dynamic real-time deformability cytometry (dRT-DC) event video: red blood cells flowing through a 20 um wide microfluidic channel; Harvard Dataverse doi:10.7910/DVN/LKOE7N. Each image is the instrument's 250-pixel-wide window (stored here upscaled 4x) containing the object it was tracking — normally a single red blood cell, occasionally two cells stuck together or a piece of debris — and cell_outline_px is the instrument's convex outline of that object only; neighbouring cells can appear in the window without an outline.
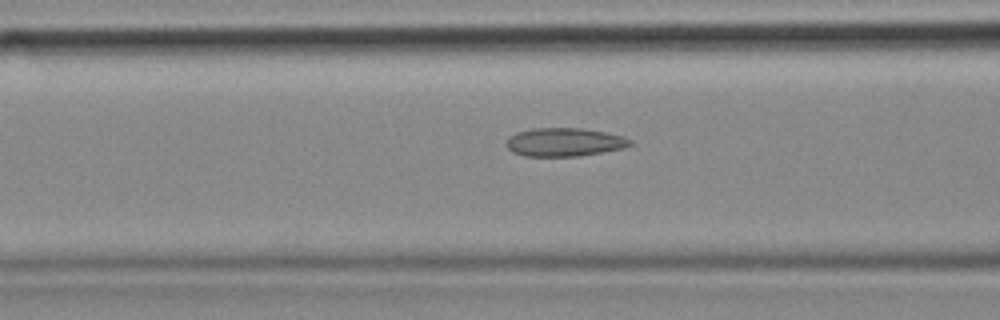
{"species": "common noctule bat (a hibernating species)", "species_latin": "Nyctalus noctula", "temperature_condition": "cold", "stored_images_in_passage": 15, "camera_frame_rate_fps": 3000, "um_per_image_px": 0.085, "animal": {"sex": "female", "body_mass_g": 18.4}, "frame": {"image": 1, "passage_image": 13, "time_ms": 4.0, "image_size_px": [1000, 320], "cell_outline_px": [[632, 144], [624, 148], [580, 156], [524, 156], [512, 152], [504, 144], [508, 136], [516, 132], [532, 128], [580, 128], [604, 132], [624, 136], [632, 140]], "centroid_in_image_um": [47.94, 12.08], "position_along_channel_um": 118.7, "area_um2": 20.69}}